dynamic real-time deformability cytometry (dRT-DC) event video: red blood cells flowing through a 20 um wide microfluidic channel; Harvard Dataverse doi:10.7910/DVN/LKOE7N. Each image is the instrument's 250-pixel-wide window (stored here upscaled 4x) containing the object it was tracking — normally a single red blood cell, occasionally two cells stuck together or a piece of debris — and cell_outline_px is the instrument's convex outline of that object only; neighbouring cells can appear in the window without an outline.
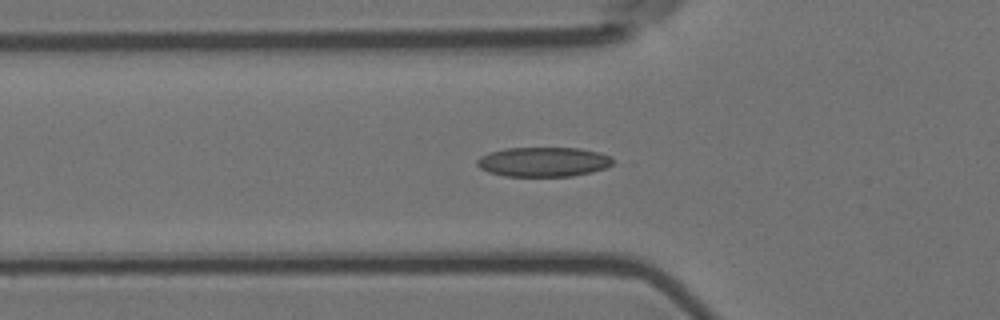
{"species": "Egyptian fruit bat (a non-hibernating species)", "species_latin": "Rousettus aegyptiacus", "temperature_condition": "room temperature", "stored_images_in_passage": 56, "camera_frame_rate_fps": 3000, "um_per_image_px": 0.085, "animal": {"sex": "female"}, "frame": {"image": 1, "passage_image": 18, "time_ms": 5.667, "image_size_px": [1000, 320], "cell_outline_px": [[612, 164], [604, 168], [592, 172], [572, 176], [504, 176], [488, 172], [480, 168], [476, 164], [476, 160], [480, 156], [488, 152], [508, 148], [580, 148], [600, 152], [612, 156]], "centroid_in_image_um": [46.17, 13.75], "position_along_channel_um": 79.6, "area_um2": 23.52}}
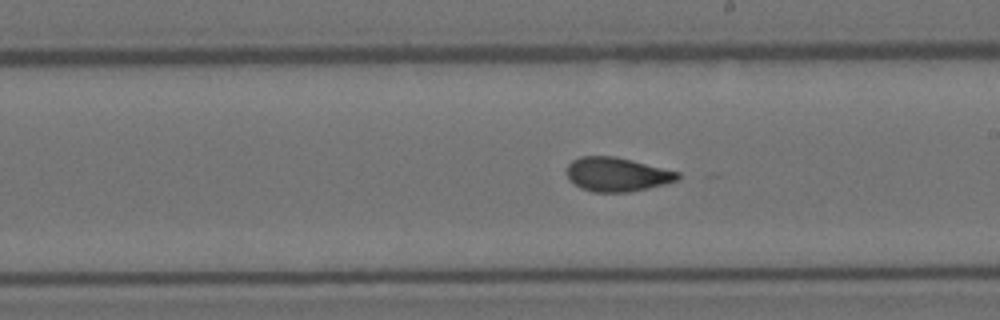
{"frame": {"image": 2, "passage_image": 31, "time_ms": 10.0, "image_size_px": [1000, 320], "cell_outline_px": [[680, 180], [648, 188], [628, 192], [592, 192], [580, 188], [568, 180], [568, 164], [572, 160], [580, 156], [616, 156], [680, 172]], "centroid_in_image_um": [52.45, 14.82], "position_along_channel_um": 236.6, "area_um2": 22.14}}
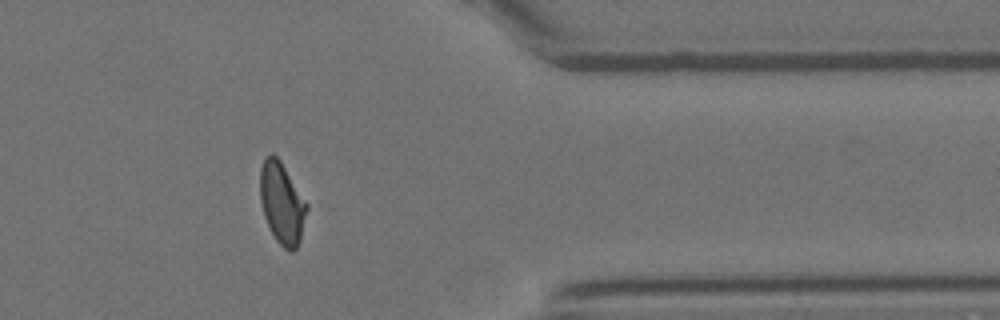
{"frame": {"image": 3, "passage_image": 45, "time_ms": 14.667, "image_size_px": [1000, 320], "cell_outline_px": [[308, 208], [300, 240], [296, 248], [292, 252], [288, 252], [276, 240], [264, 216], [260, 200], [260, 168], [264, 156], [272, 152], [280, 160], [308, 204]], "centroid_in_image_um": [23.96, 17.25], "position_along_channel_um": 387.4, "area_um2": 22.2}, "authors_computed_cell_mechanics": {"area_um2": 22.1952, "velocity_mm_per_s": 3.602, "shape_relaxation_time_tau1_ms": 6.8768, "shape_relaxation_time_tau2_ms": 1.4381, "deformation_change_tau1": 0.1928, "deformation_change_tau2": 0.075}}